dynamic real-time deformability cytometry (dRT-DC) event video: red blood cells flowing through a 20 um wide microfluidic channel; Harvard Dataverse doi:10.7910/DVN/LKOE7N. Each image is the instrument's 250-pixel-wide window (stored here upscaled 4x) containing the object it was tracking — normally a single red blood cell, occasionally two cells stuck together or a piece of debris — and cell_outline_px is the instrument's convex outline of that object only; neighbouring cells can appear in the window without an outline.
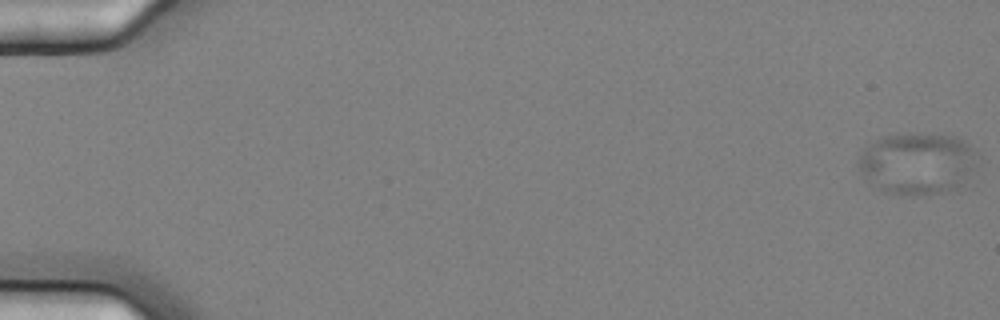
{"species": "common noctule bat (a hibernating species)", "species_latin": "Nyctalus noctula", "temperature_condition": "cold", "stored_images_in_passage": 58, "camera_frame_rate_fps": 3000, "um_per_image_px": 0.085, "animal": {"sex": "female", "body_mass_g": 25.1}, "frame": {"image": 1, "passage_image": 1, "time_ms": 0.0, "image_size_px": [1000, 320], "cell_outline_px": [[980, 156], [976, 164], [960, 184], [944, 192], [916, 196], [912, 196], [884, 192], [868, 180], [864, 176], [856, 160], [864, 148], [868, 144], [884, 136], [956, 136], [964, 140]], "centroid_in_image_um": [77.96, 13.92], "position_along_channel_um": 7.0, "area_um2": 41.85}}
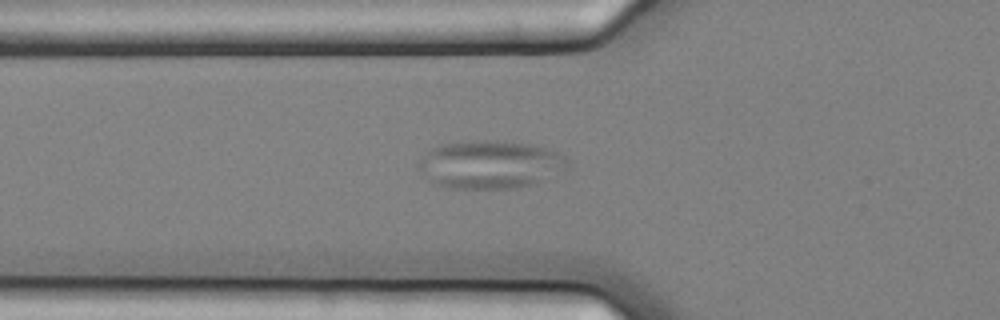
{"frame": {"image": 2, "passage_image": 22, "time_ms": 7.0, "image_size_px": [1000, 320], "cell_outline_px": [[572, 160], [568, 168], [536, 184], [516, 188], [448, 188], [436, 184], [420, 172], [416, 168], [420, 160], [432, 148], [444, 144], [468, 140], [488, 140], [536, 144], [560, 152]], "centroid_in_image_um": [41.74, 13.97], "position_along_channel_um": 84.1, "area_um2": 42.25}}
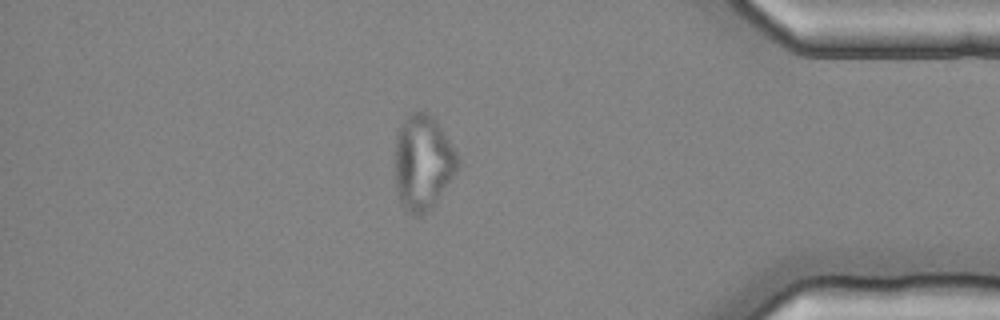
{"frame": {"image": 3, "passage_image": 51, "time_ms": 16.667, "image_size_px": [1000, 320], "cell_outline_px": [[460, 164], [452, 176], [432, 204], [420, 216], [416, 216], [408, 212], [400, 204], [396, 196], [392, 160], [396, 132], [404, 120], [412, 112], [424, 112], [436, 120], [452, 144], [460, 160]], "centroid_in_image_um": [35.85, 13.79], "position_along_channel_um": 399.3, "area_um2": 35.03}}